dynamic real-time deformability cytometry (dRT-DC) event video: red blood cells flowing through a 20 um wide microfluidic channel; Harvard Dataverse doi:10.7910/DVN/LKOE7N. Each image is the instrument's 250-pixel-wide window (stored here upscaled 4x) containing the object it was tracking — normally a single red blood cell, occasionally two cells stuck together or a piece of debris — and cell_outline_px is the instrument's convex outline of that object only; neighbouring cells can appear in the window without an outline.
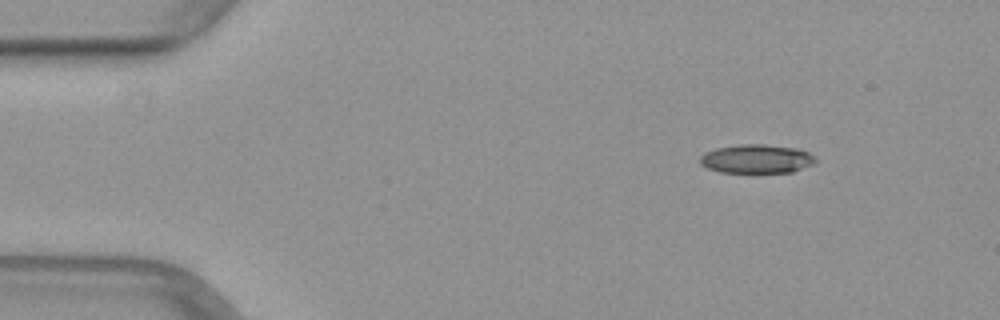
{"species": "common noctule bat (a hibernating species)", "species_latin": "Nyctalus noctula", "temperature_condition": "warm", "stored_images_in_passage": 50, "camera_frame_rate_fps": 3000, "um_per_image_px": 0.085, "animal": {"sex": "female", "body_mass_g": 29.2, "forearm_length_mm": 56.3}, "frame": {"image": 1, "passage_image": 6, "time_ms": 1.667, "image_size_px": [1000, 320], "cell_outline_px": [[816, 164], [792, 172], [720, 172], [708, 168], [700, 164], [700, 156], [704, 152], [716, 148], [740, 144], [764, 144], [796, 148], [808, 152], [816, 160]], "centroid_in_image_um": [64.31, 13.5], "position_along_channel_um": 20.7, "area_um2": 19.42}}
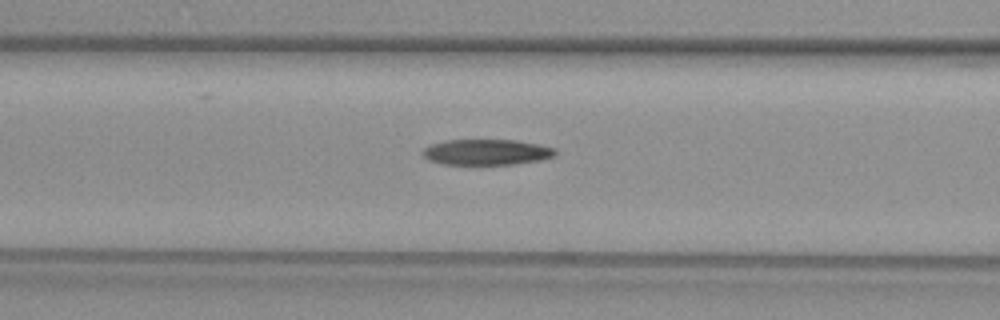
{"frame": {"image": 2, "passage_image": 20, "time_ms": 6.333, "image_size_px": [1000, 320], "cell_outline_px": [[556, 156], [540, 160], [516, 164], [444, 164], [428, 160], [424, 156], [424, 148], [432, 144], [448, 140], [516, 140], [556, 148]], "centroid_in_image_um": [41.4, 12.93], "position_along_channel_um": 125.2, "area_um2": 19.71}}
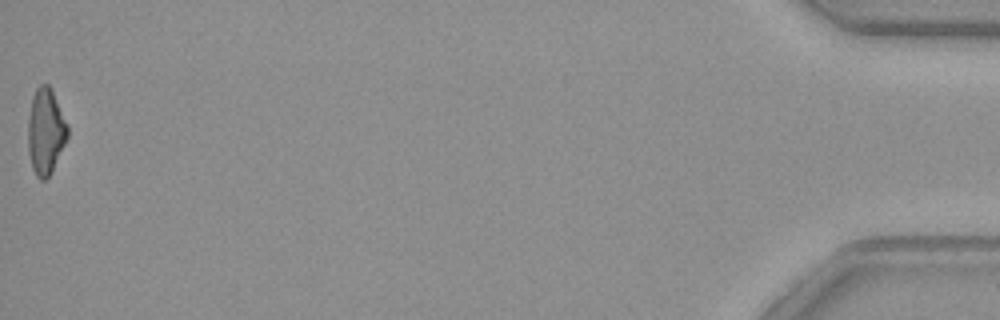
{"frame": {"image": 3, "passage_image": 50, "time_ms": 16.333, "image_size_px": [1000, 320], "cell_outline_px": [[68, 136], [52, 172], [44, 180], [40, 180], [36, 176], [32, 168], [28, 152], [28, 120], [32, 96], [36, 88], [40, 84], [48, 84], [52, 88], [68, 124]], "centroid_in_image_um": [3.88, 11.15], "position_along_channel_um": 431.3, "area_um2": 20.06}}